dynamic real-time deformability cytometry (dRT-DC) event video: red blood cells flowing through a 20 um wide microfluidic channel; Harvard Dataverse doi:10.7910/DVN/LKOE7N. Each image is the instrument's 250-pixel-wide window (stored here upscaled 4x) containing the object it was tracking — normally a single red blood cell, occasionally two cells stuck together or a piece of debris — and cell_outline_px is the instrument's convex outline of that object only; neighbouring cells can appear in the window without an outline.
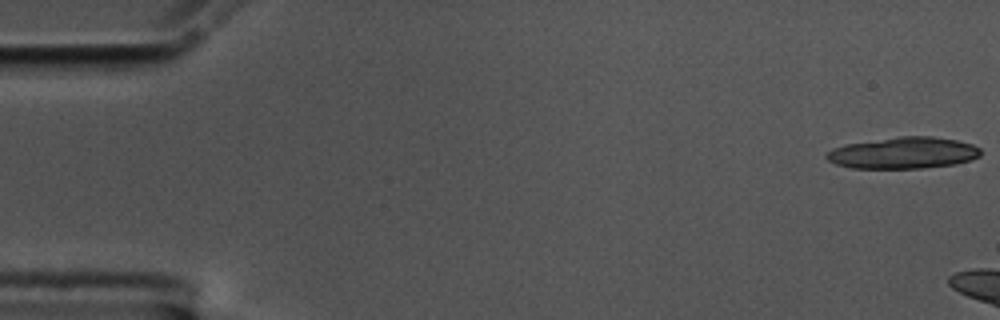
{"species": "common noctule bat (a hibernating species)", "species_latin": "Nyctalus noctula", "temperature_condition": "cold", "stored_images_in_passage": 6, "camera_frame_rate_fps": 3000, "um_per_image_px": 0.085, "animal": {"sex": "male", "body_mass_g": 17.5, "forearm_length_mm": 52.3}, "frame": {"image": 1, "passage_image": 1, "time_ms": 0.0, "image_size_px": [1000, 320], "cell_outline_px": [[980, 156], [972, 160], [956, 164], [920, 168], [852, 168], [836, 164], [828, 160], [824, 156], [832, 148], [844, 144], [900, 136], [932, 136], [956, 140], [972, 144], [980, 148]], "centroid_in_image_um": [76.78, 12.99], "position_along_channel_um": 8.2, "area_um2": 28.38}}